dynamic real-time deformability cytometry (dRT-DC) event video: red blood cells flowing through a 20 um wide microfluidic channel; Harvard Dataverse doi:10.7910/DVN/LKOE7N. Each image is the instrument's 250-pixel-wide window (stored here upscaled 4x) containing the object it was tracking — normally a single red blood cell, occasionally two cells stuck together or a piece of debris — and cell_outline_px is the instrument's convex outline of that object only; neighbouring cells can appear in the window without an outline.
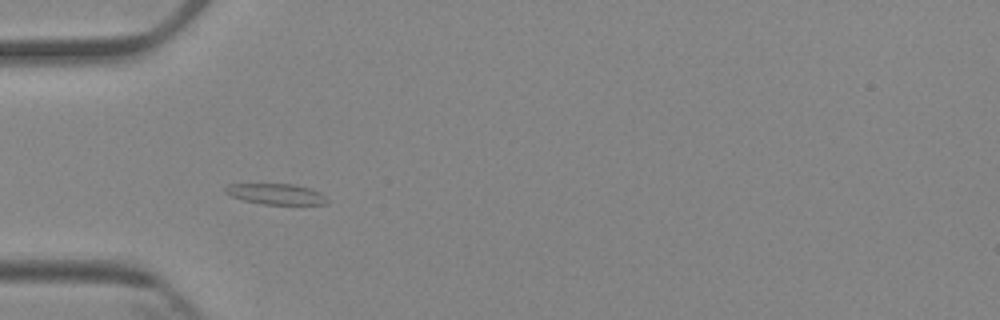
{"species": "Egyptian fruit bat (a non-hibernating species)", "species_latin": "Rousettus aegyptiacus", "temperature_condition": "cold", "stored_images_in_passage": 7, "camera_frame_rate_fps": 3000, "um_per_image_px": 0.085, "animal": {"sex": "female"}, "frame": {"image": 1, "passage_image": 6, "time_ms": 6.0, "image_size_px": [1000, 320], "cell_outline_px": [[328, 204], [264, 204], [244, 200], [232, 196], [224, 192], [224, 188], [228, 184], [292, 184], [312, 188], [320, 192], [328, 200]], "centroid_in_image_um": [23.47, 16.48], "position_along_channel_um": 61.5, "area_um2": 12.25}}
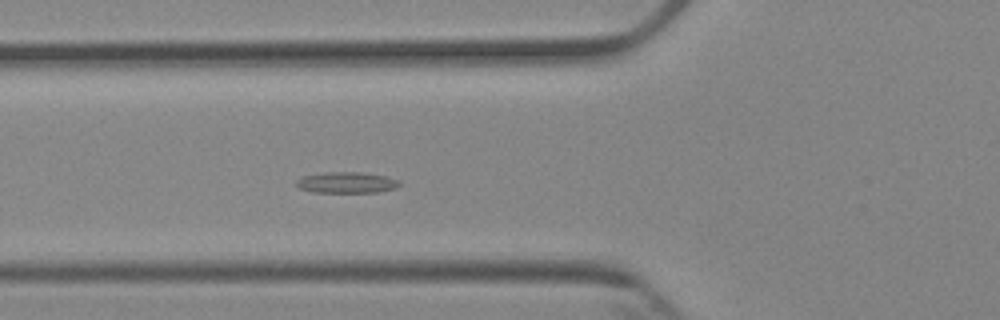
{"frame": {"image": 2, "passage_image": 7, "time_ms": 7.0, "image_size_px": [1000, 320], "cell_outline_px": [[400, 184], [396, 188], [376, 192], [312, 192], [300, 188], [296, 184], [296, 180], [304, 176], [324, 172], [360, 172], [384, 176], [400, 180]], "centroid_in_image_um": [29.46, 15.51], "position_along_channel_um": 96.3, "area_um2": 12.54}}